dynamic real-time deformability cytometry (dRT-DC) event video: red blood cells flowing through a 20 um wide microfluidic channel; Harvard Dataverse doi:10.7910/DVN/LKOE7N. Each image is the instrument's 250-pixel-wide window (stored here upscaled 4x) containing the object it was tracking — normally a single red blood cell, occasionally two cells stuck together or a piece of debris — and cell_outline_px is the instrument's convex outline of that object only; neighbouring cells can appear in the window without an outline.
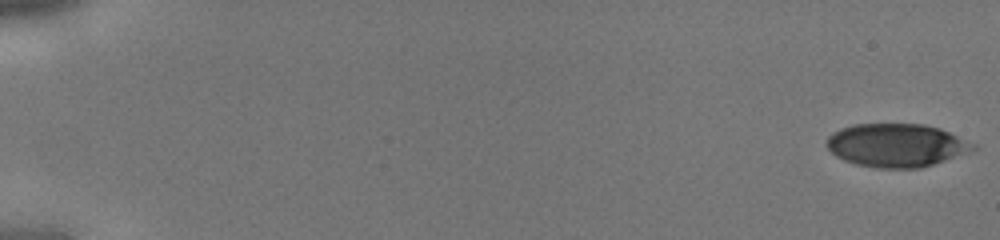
{"species": "human", "species_latin": "Homo sapiens", "temperature_condition": "cold", "stored_images_in_passage": 44, "camera_frame_rate_fps": 3000, "um_per_image_px": 0.085, "donor": {"sex": "male"}, "frame": {"image": 1, "passage_image": 1, "time_ms": 0.0, "image_size_px": [1000, 240], "cell_outline_px": [[976, 148], [968, 152], [920, 168], [876, 168], [856, 164], [844, 160], [836, 156], [828, 148], [828, 136], [832, 132], [840, 128], [852, 124], [924, 124], [940, 128], [976, 144]], "centroid_in_image_um": [76.18, 12.34], "position_along_channel_um": 8.8, "area_um2": 36.76}}
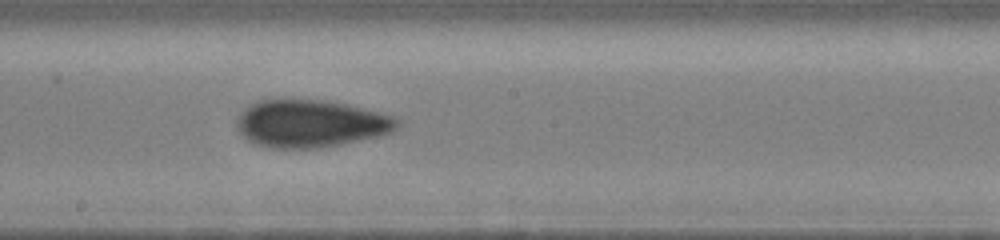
{"frame": {"image": 2, "passage_image": 26, "time_ms": 8.333, "image_size_px": [1000, 240], "cell_outline_px": [[400, 124], [392, 132], [376, 136], [340, 144], [320, 148], [264, 148], [252, 144], [236, 128], [236, 120], [240, 112], [244, 108], [260, 100], [320, 100], [348, 104], [392, 116], [400, 120]], "centroid_in_image_um": [26.35, 10.52], "position_along_channel_um": 221.8, "area_um2": 44.33}}
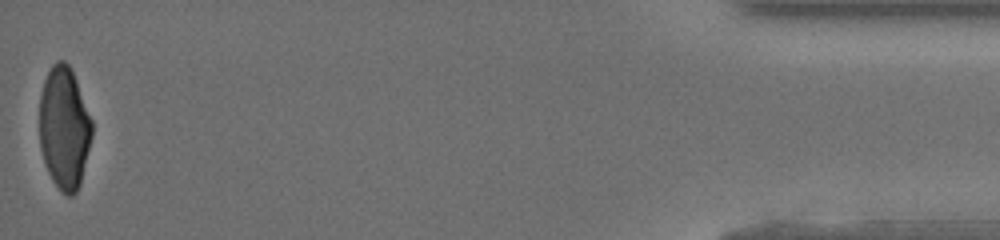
{"frame": {"image": 3, "passage_image": 44, "time_ms": 14.333, "image_size_px": [1000, 240], "cell_outline_px": [[92, 136], [80, 184], [76, 192], [72, 196], [68, 196], [60, 192], [52, 180], [48, 172], [40, 148], [40, 96], [44, 80], [52, 64], [56, 60], [64, 60], [68, 64], [76, 80], [92, 120]], "centroid_in_image_um": [5.46, 10.89], "position_along_channel_um": 429.7, "area_um2": 37.4}}